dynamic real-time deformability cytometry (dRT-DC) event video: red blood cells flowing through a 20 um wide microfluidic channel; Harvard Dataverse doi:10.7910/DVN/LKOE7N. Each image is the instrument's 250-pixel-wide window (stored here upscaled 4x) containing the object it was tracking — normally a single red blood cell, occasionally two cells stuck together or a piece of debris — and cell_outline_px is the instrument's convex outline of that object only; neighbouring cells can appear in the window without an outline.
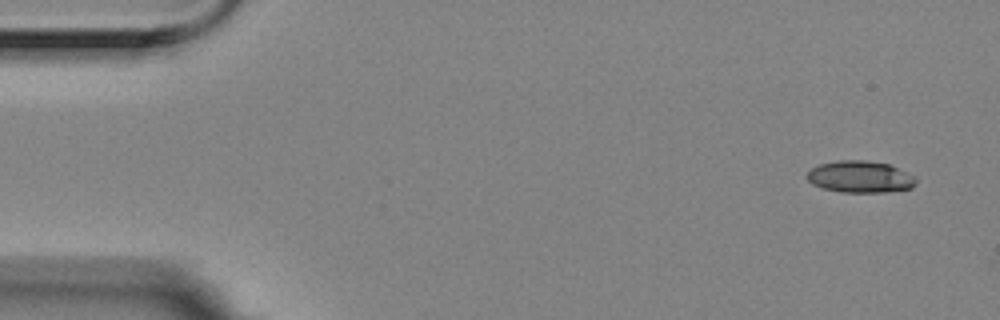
{"species": "Egyptian fruit bat (a non-hibernating species)", "species_latin": "Rousettus aegyptiacus", "temperature_condition": "room temperature", "stored_images_in_passage": 5, "camera_frame_rate_fps": 3000, "um_per_image_px": 0.085, "animal": {"sex": "female"}, "frame": {"image": 1, "passage_image": 1, "time_ms": 0.0, "image_size_px": [1000, 320], "cell_outline_px": [[916, 184], [912, 188], [884, 192], [840, 192], [824, 188], [812, 184], [808, 180], [808, 172], [812, 168], [820, 164], [840, 160], [864, 160], [888, 164], [916, 176]], "centroid_in_image_um": [73.14, 15.03], "position_along_channel_um": 11.9, "area_um2": 20.06}}
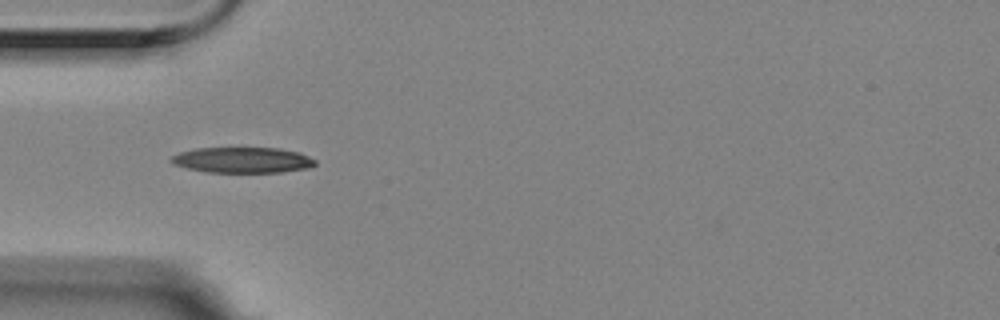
{"frame": {"image": 2, "passage_image": 5, "time_ms": 1.333, "image_size_px": [1000, 320], "cell_outline_px": [[316, 164], [308, 168], [280, 172], [208, 172], [188, 168], [176, 164], [168, 160], [172, 156], [180, 152], [196, 148], [280, 148], [300, 152], [316, 160]], "centroid_in_image_um": [20.64, 13.59], "position_along_channel_um": 64.4, "area_um2": 21.44}}